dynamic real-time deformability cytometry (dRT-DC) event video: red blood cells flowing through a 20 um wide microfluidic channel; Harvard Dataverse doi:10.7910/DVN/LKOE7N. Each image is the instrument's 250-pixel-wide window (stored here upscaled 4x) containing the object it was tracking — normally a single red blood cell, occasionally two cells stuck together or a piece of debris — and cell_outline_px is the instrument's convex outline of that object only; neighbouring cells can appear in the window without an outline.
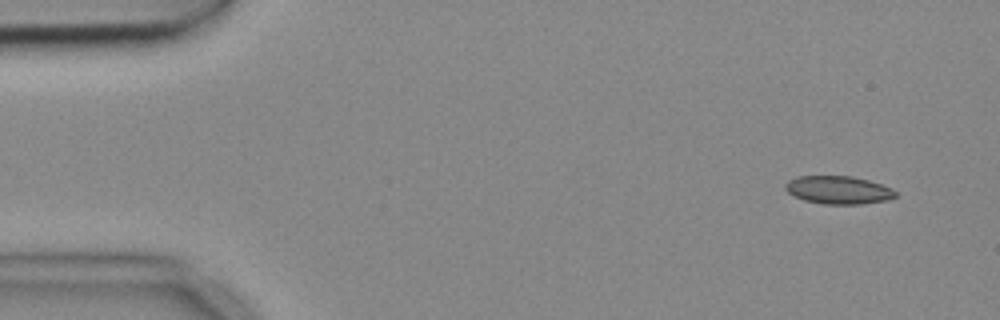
{"species": "common noctule bat (a hibernating species)", "species_latin": "Nyctalus noctula", "temperature_condition": "cold", "stored_images_in_passage": 6, "camera_frame_rate_fps": 3000, "um_per_image_px": 0.085, "animal": {"sex": "female", "body_mass_g": 18.4}, "frame": {"image": 1, "passage_image": 1, "time_ms": 0.0, "image_size_px": [1000, 320], "cell_outline_px": [[896, 196], [884, 200], [860, 204], [824, 204], [804, 200], [788, 192], [784, 188], [784, 184], [788, 180], [796, 176], [852, 176], [868, 180], [892, 188], [896, 192]], "centroid_in_image_um": [71.22, 16.14], "position_along_channel_um": 13.8, "area_um2": 17.86}}
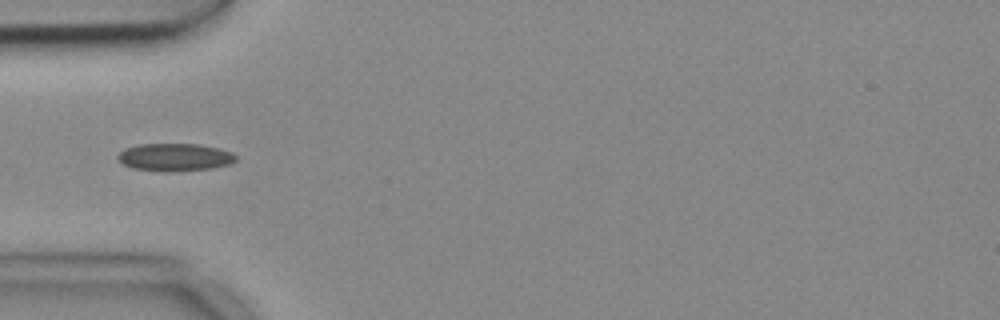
{"frame": {"image": 2, "passage_image": 4, "time_ms": 1.0, "image_size_px": [1000, 320], "cell_outline_px": [[236, 160], [232, 164], [212, 168], [168, 172], [164, 172], [132, 168], [124, 164], [116, 156], [124, 148], [140, 144], [200, 144], [220, 148], [232, 152], [236, 156]], "centroid_in_image_um": [14.89, 13.36], "position_along_channel_um": 70.1, "area_um2": 19.19}}